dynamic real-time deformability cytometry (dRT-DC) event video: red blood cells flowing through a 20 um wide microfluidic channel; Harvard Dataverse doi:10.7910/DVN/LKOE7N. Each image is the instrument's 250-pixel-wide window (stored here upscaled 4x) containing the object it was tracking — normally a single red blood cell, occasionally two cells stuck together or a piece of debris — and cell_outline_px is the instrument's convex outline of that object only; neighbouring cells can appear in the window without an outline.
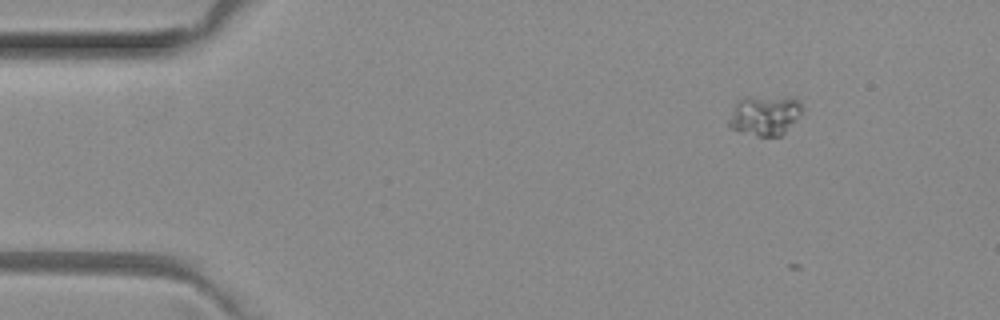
{"species": "common noctule bat (a hibernating species)", "species_latin": "Nyctalus noctula", "temperature_condition": "room temperature", "stored_images_in_passage": 5, "camera_frame_rate_fps": 3000, "um_per_image_px": 0.085, "animal": {"sex": "female", "body_mass_g": 29.2, "forearm_length_mm": 56.3}, "frame": {"image": 1, "passage_image": 2, "time_ms": 0.333, "image_size_px": [1000, 320], "cell_outline_px": [[804, 112], [780, 136], [756, 136], [740, 132], [732, 128], [728, 124], [728, 120], [736, 104], [744, 96], [796, 96], [800, 100], [804, 108]], "centroid_in_image_um": [65.07, 9.76], "position_along_channel_um": 19.9, "area_um2": 17.57}}